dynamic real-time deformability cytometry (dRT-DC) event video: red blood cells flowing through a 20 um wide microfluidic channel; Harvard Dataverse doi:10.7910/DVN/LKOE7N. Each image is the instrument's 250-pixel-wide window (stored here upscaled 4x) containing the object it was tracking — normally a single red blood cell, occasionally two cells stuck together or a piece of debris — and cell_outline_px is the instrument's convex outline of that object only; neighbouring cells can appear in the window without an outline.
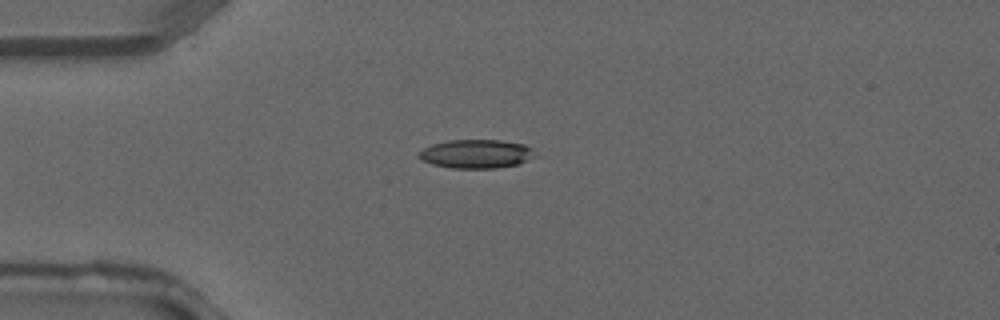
{"species": "common noctule bat (a hibernating species)", "species_latin": "Nyctalus noctula", "temperature_condition": "warm", "stored_images_in_passage": 3, "camera_frame_rate_fps": 3000, "um_per_image_px": 0.085, "animal": {"sex": "male", "forearm_length_mm": 52.5}, "frame": {"image": 1, "passage_image": 3, "time_ms": 0.667, "image_size_px": [1000, 320], "cell_outline_px": [[540, 156], [520, 164], [496, 168], [452, 168], [432, 164], [416, 156], [424, 148], [432, 144], [448, 140], [500, 140], [524, 144], [532, 148]], "centroid_in_image_um": [40.57, 13.08], "position_along_channel_um": 44.4, "area_um2": 19.71}}